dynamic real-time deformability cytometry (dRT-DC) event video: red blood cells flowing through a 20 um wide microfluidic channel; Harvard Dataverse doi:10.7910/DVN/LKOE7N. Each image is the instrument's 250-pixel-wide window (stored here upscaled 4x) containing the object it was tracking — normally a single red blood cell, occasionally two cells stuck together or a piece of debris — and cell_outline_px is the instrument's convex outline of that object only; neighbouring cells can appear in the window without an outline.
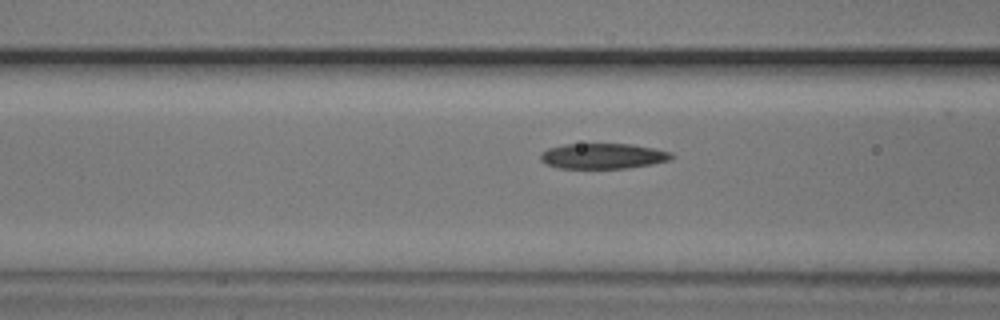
{"species": "common noctule bat (a hibernating species)", "species_latin": "Nyctalus noctula", "temperature_condition": "cold", "stored_images_in_passage": 7, "camera_frame_rate_fps": 3000, "um_per_image_px": 0.085, "animal": {"sex": "male", "body_mass_g": 20.5, "forearm_length_mm": 52.5}, "frame": {"image": 1, "passage_image": 7, "time_ms": 2.0, "image_size_px": [1000, 320], "cell_outline_px": [[676, 156], [672, 160], [628, 168], [560, 168], [544, 164], [540, 160], [540, 152], [548, 148], [564, 144], [632, 144], [672, 152]], "centroid_in_image_um": [51.25, 13.26], "position_along_channel_um": 115.4, "area_um2": 19.59}}